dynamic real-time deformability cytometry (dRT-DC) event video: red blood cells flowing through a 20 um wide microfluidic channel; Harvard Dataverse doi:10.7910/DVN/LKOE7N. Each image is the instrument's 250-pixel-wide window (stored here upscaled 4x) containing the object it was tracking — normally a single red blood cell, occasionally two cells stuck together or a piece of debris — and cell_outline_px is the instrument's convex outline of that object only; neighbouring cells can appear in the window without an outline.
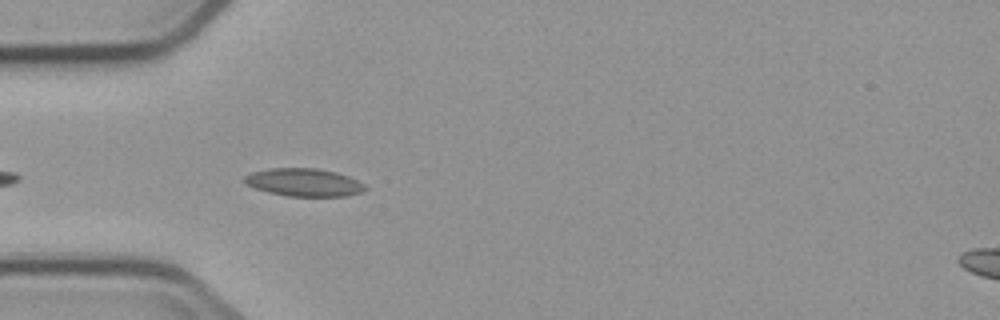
{"species": "common noctule bat (a hibernating species)", "species_latin": "Nyctalus noctula", "temperature_condition": "cold", "stored_images_in_passage": 4, "camera_frame_rate_fps": 3000, "um_per_image_px": 0.085, "animal": {"sex": "male", "body_mass_g": 23.1, "forearm_length_mm": 52.7}, "frame": {"image": 1, "passage_image": 4, "time_ms": 4.667, "image_size_px": [1000, 320], "cell_outline_px": [[368, 188], [360, 192], [348, 196], [288, 196], [268, 192], [256, 188], [248, 184], [244, 180], [244, 176], [252, 172], [272, 168], [316, 168], [336, 172], [348, 176], [364, 184]], "centroid_in_image_um": [25.86, 15.5], "position_along_channel_um": 59.1, "area_um2": 19.42}}